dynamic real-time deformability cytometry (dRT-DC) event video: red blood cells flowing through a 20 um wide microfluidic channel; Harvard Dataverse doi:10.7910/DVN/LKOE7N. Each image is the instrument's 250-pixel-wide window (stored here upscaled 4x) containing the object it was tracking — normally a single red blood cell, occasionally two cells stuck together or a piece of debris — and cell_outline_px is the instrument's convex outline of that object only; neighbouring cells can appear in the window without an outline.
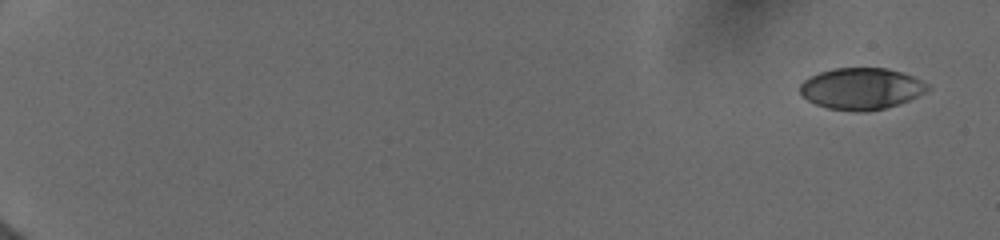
{"species": "human", "species_latin": "Homo sapiens", "temperature_condition": "cold", "stored_images_in_passage": 11, "camera_frame_rate_fps": 3000, "um_per_image_px": 0.085, "donor": {"sex": "female"}, "frame": {"image": 1, "passage_image": 1, "time_ms": 0.0, "image_size_px": [1000, 240], "cell_outline_px": [[932, 88], [900, 104], [884, 108], [864, 112], [856, 112], [828, 108], [816, 104], [808, 100], [800, 92], [800, 84], [804, 80], [820, 72], [832, 68], [888, 68], [912, 76], [928, 84]], "centroid_in_image_um": [73.21, 7.54], "position_along_channel_um": 11.8, "area_um2": 30.75}}
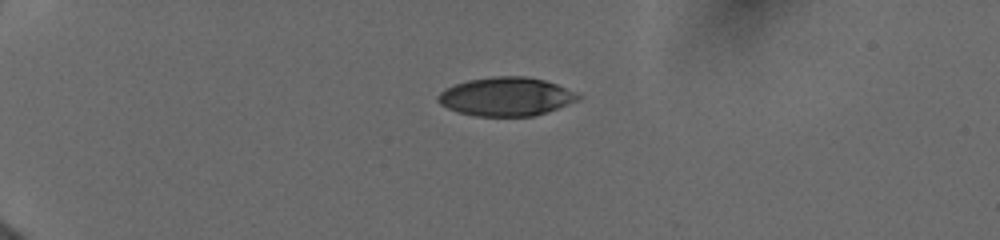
{"frame": {"image": 2, "passage_image": 7, "time_ms": 4.333, "image_size_px": [1000, 240], "cell_outline_px": [[580, 100], [548, 112], [532, 116], [472, 116], [456, 112], [440, 104], [436, 100], [436, 96], [444, 88], [468, 80], [492, 76], [528, 76], [544, 80], [556, 84], [576, 92], [580, 96]], "centroid_in_image_um": [43.0, 8.21], "position_along_channel_um": 42.0, "area_um2": 31.85}}
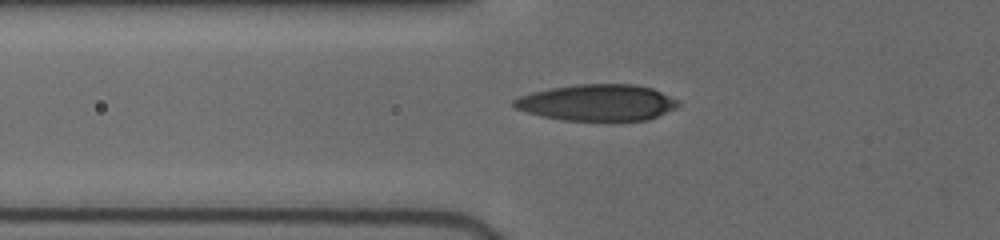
{"frame": {"image": 3, "passage_image": 10, "time_ms": 6.667, "image_size_px": [1000, 240], "cell_outline_px": [[680, 104], [676, 108], [648, 120], [564, 120], [540, 116], [516, 108], [512, 104], [512, 100], [520, 96], [532, 92], [552, 88], [576, 84], [636, 84], [652, 88], [680, 100]], "centroid_in_image_um": [50.79, 8.71], "position_along_channel_um": 75.0, "area_um2": 34.8}}